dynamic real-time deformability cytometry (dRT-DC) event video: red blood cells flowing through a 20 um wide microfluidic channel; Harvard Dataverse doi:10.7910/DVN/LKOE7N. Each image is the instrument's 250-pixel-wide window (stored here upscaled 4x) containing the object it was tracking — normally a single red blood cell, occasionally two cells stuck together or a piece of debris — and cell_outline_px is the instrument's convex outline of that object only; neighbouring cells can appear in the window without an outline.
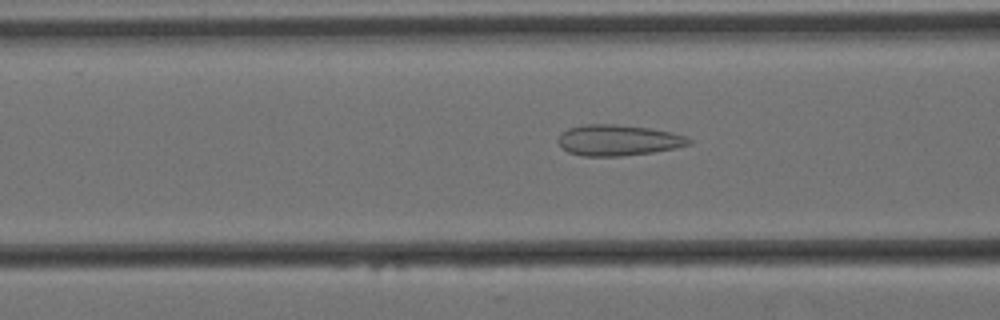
{"species": "Egyptian fruit bat (a non-hibernating species)", "species_latin": "Rousettus aegyptiacus", "temperature_condition": "cold", "stored_images_in_passage": 41, "camera_frame_rate_fps": 3000, "um_per_image_px": 0.085, "animal": {"sex": "female"}, "frame": {"image": 1, "passage_image": 16, "time_ms": 5.0, "image_size_px": [1000, 320], "cell_outline_px": [[692, 144], [676, 148], [652, 152], [620, 156], [584, 156], [568, 152], [556, 140], [568, 128], [584, 124], [616, 124], [652, 128], [672, 132], [684, 136], [692, 140]], "centroid_in_image_um": [52.57, 11.91], "position_along_channel_um": 114.0, "area_um2": 23.52}}
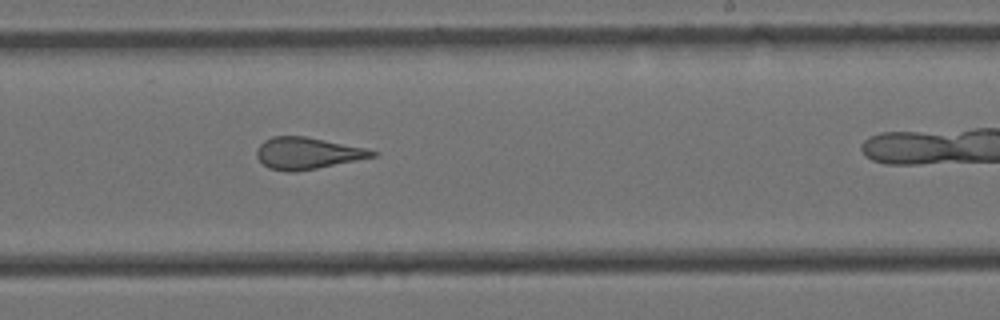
{"frame": {"image": 2, "passage_image": 29, "time_ms": 9.333, "image_size_px": [1000, 320], "cell_outline_px": [[380, 152], [376, 156], [296, 172], [288, 172], [268, 168], [256, 156], [256, 148], [264, 140], [272, 136], [304, 136], [364, 148]], "centroid_in_image_um": [26.08, 13.02], "position_along_channel_um": 262.9, "area_um2": 21.15}}
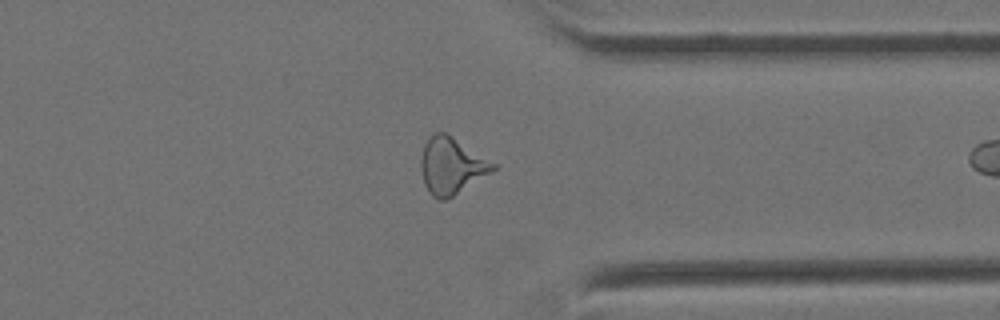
{"frame": {"image": 3, "passage_image": 39, "time_ms": 12.667, "image_size_px": [1000, 320], "cell_outline_px": [[500, 164], [496, 168], [452, 196], [444, 200], [440, 200], [432, 196], [428, 192], [424, 184], [420, 168], [420, 160], [424, 144], [436, 132], [444, 132]], "centroid_in_image_um": [38.37, 14.09], "position_along_channel_um": 373.0, "area_um2": 23.58}}